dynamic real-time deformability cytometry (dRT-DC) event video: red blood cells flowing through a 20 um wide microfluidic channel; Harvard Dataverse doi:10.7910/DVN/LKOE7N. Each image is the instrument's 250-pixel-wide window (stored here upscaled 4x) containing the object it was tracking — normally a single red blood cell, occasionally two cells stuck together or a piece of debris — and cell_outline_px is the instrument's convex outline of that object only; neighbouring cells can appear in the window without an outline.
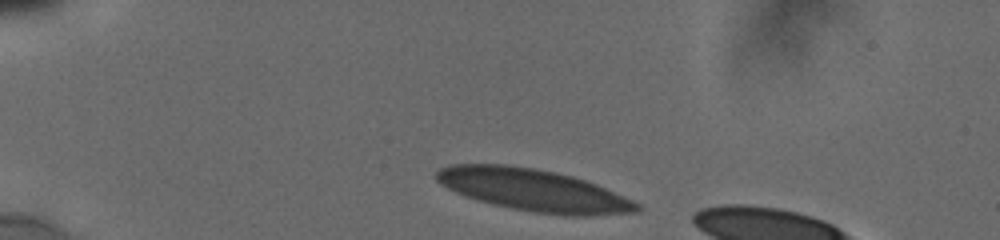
{"species": "human", "species_latin": "Homo sapiens", "temperature_condition": "cold", "stored_images_in_passage": 10, "camera_frame_rate_fps": 3000, "um_per_image_px": 0.085, "donor": {"sex": "male"}, "frame": {"image": 1, "passage_image": 1, "time_ms": 0.0, "image_size_px": [1000, 240], "cell_outline_px": [[640, 212], [588, 216], [564, 216], [532, 212], [492, 204], [476, 200], [464, 196], [440, 184], [436, 180], [436, 172], [440, 168], [452, 164], [504, 164], [532, 168], [572, 176], [596, 184], [632, 200], [640, 204]], "centroid_in_image_um": [45.34, 16.17], "position_along_channel_um": 39.7, "area_um2": 49.13}}
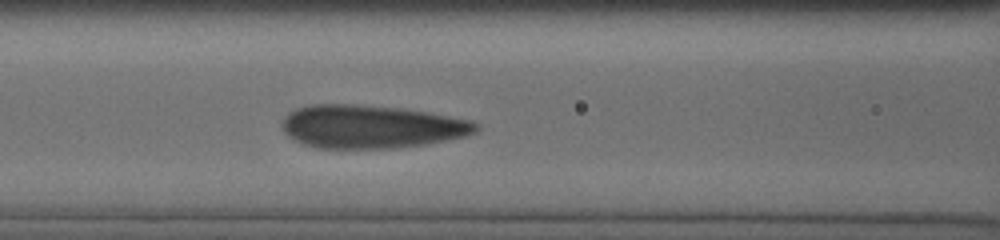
{"frame": {"image": 2, "passage_image": 10, "time_ms": 4.0, "image_size_px": [1000, 240], "cell_outline_px": [[480, 128], [476, 132], [468, 136], [448, 140], [424, 144], [396, 148], [316, 148], [304, 144], [288, 136], [284, 132], [284, 120], [288, 112], [296, 108], [312, 104], [348, 104], [400, 108], [472, 120], [480, 124]], "centroid_in_image_um": [31.59, 10.77], "position_along_channel_um": 135.0, "area_um2": 48.67}}